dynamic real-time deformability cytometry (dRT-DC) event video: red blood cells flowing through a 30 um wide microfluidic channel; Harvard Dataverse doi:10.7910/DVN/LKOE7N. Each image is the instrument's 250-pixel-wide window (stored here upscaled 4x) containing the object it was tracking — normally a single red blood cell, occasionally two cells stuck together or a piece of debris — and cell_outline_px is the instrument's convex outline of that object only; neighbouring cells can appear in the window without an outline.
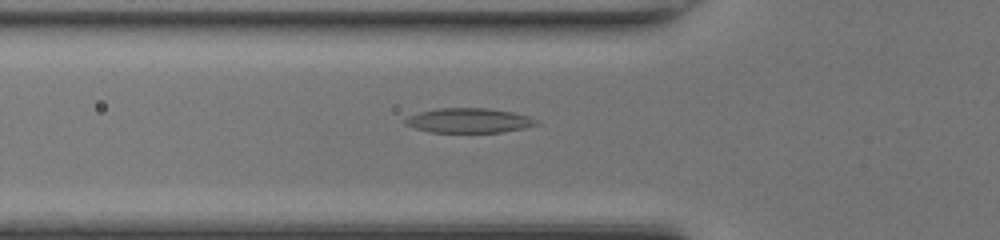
{"species": "common noctule bat (a hibernating species)", "species_latin": "Nyctalus noctula", "temperature_condition": "room temperature", "stored_images_in_passage": 33, "camera_frame_rate_fps": 3000, "um_per_image_px": 0.085, "animal": {"sex": "female", "body_mass_g": 17.0, "forearm_length_mm": 48.0}, "frame": {"image": 1, "passage_image": 2, "time_ms": 0.333, "image_size_px": [1000, 240], "cell_outline_px": [[540, 124], [524, 128], [504, 132], [432, 132], [416, 128], [404, 124], [404, 120], [408, 116], [420, 112], [436, 108], [488, 108], [512, 112], [528, 116], [536, 120]], "centroid_in_image_um": [39.86, 10.24], "position_along_channel_um": 85.9, "area_um2": 18.79}}
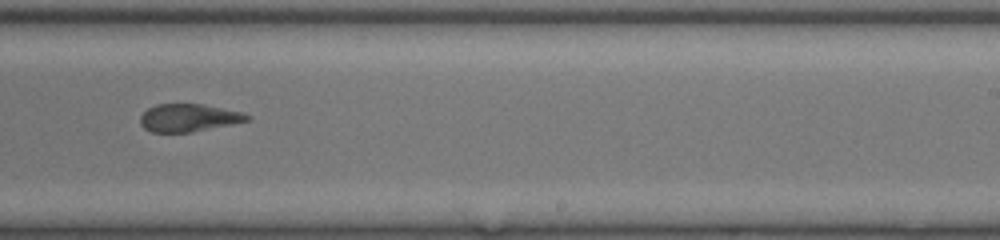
{"frame": {"image": 2, "passage_image": 15, "time_ms": 4.667, "image_size_px": [1000, 240], "cell_outline_px": [[252, 116], [248, 120], [232, 124], [192, 132], [152, 132], [144, 128], [140, 124], [140, 116], [148, 108], [156, 104], [204, 104], [240, 112]], "centroid_in_image_um": [16.01, 10.01], "position_along_channel_um": 273.0, "area_um2": 17.17}}
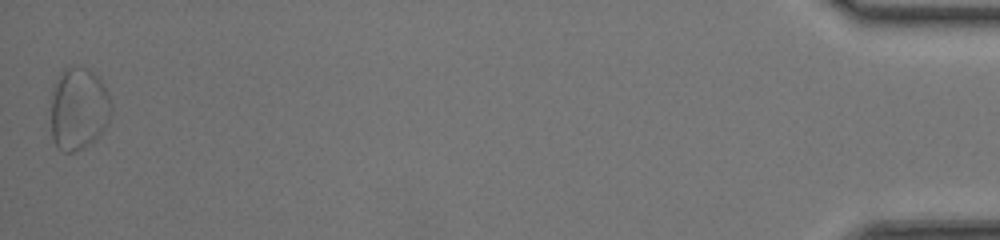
{"frame": {"image": 3, "passage_image": 33, "time_ms": 10.667, "image_size_px": [1000, 240], "cell_outline_px": [[112, 112], [108, 124], [92, 140], [76, 152], [64, 152], [56, 148], [52, 136], [52, 84], [60, 72], [64, 68], [88, 68], [100, 80], [108, 92], [112, 104]], "centroid_in_image_um": [6.67, 9.24], "position_along_channel_um": 428.5, "area_um2": 28.96}}